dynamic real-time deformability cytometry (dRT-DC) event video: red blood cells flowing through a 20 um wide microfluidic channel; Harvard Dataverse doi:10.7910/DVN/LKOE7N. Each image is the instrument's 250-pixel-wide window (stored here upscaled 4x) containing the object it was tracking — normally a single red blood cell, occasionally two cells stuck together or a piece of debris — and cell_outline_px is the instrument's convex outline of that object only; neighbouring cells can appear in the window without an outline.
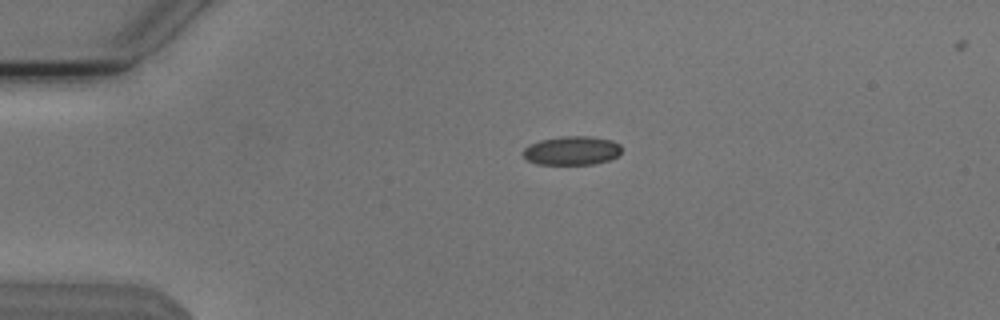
{"species": "Egyptian fruit bat (a non-hibernating species)", "species_latin": "Rousettus aegyptiacus", "temperature_condition": "cold", "stored_images_in_passage": 18, "camera_frame_rate_fps": 3000, "um_per_image_px": 0.085, "animal": {"sex": "male"}, "frame": {"image": 1, "passage_image": 1, "time_ms": 0.0, "image_size_px": [1000, 320], "cell_outline_px": [[620, 152], [616, 156], [608, 160], [592, 164], [536, 164], [528, 160], [520, 152], [528, 144], [540, 140], [560, 136], [592, 136], [612, 140], [620, 144]], "centroid_in_image_um": [48.56, 12.79], "position_along_channel_um": 36.4, "area_um2": 16.65}}
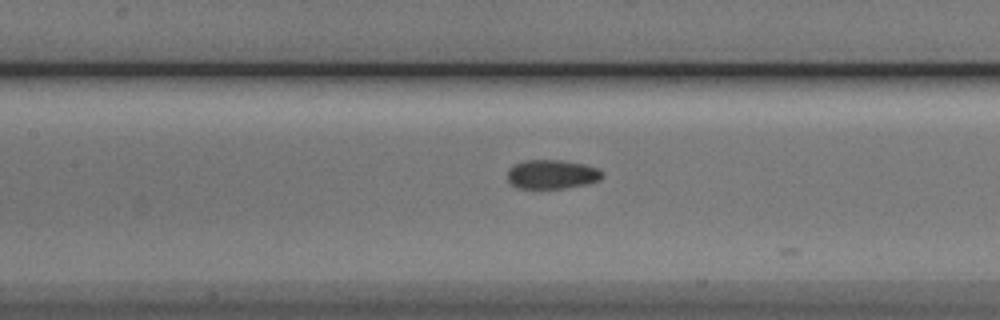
{"frame": {"image": 2, "passage_image": 14, "time_ms": 4.333, "image_size_px": [1000, 320], "cell_outline_px": [[604, 176], [600, 180], [584, 184], [564, 188], [516, 188], [508, 180], [508, 168], [512, 164], [524, 160], [560, 160], [584, 164], [596, 168], [604, 172]], "centroid_in_image_um": [46.89, 14.81], "position_along_channel_um": 160.5, "area_um2": 16.13}}
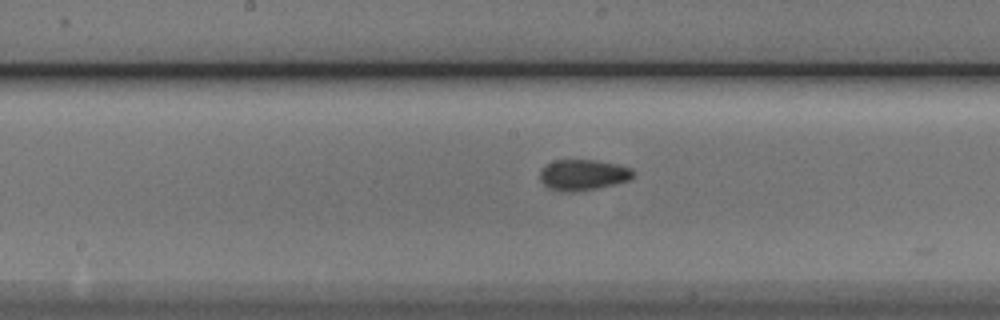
{"frame": {"image": 3, "passage_image": 17, "time_ms": 5.333, "image_size_px": [1000, 320], "cell_outline_px": [[636, 172], [628, 180], [616, 184], [576, 192], [560, 192], [548, 188], [540, 180], [540, 172], [544, 164], [556, 160], [592, 160], [620, 164], [632, 168]], "centroid_in_image_um": [49.55, 14.86], "position_along_channel_um": 198.6, "area_um2": 16.99}}